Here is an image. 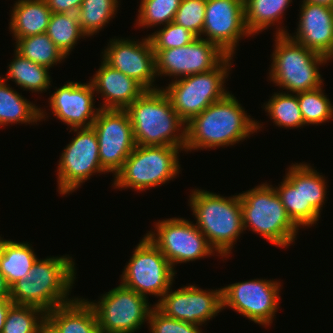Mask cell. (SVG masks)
Masks as SVG:
<instances>
[{
    "label": "cell",
    "mask_w": 333,
    "mask_h": 333,
    "mask_svg": "<svg viewBox=\"0 0 333 333\" xmlns=\"http://www.w3.org/2000/svg\"><path fill=\"white\" fill-rule=\"evenodd\" d=\"M230 92L186 123L187 152L234 145L262 128Z\"/></svg>",
    "instance_id": "obj_1"
},
{
    "label": "cell",
    "mask_w": 333,
    "mask_h": 333,
    "mask_svg": "<svg viewBox=\"0 0 333 333\" xmlns=\"http://www.w3.org/2000/svg\"><path fill=\"white\" fill-rule=\"evenodd\" d=\"M74 265L69 255L37 259L26 278L10 287V300L39 307L45 313L71 302L74 298L68 295L76 278Z\"/></svg>",
    "instance_id": "obj_2"
},
{
    "label": "cell",
    "mask_w": 333,
    "mask_h": 333,
    "mask_svg": "<svg viewBox=\"0 0 333 333\" xmlns=\"http://www.w3.org/2000/svg\"><path fill=\"white\" fill-rule=\"evenodd\" d=\"M125 110L131 120L136 145L174 146L184 150L186 123L173 109L162 88L145 90Z\"/></svg>",
    "instance_id": "obj_3"
},
{
    "label": "cell",
    "mask_w": 333,
    "mask_h": 333,
    "mask_svg": "<svg viewBox=\"0 0 333 333\" xmlns=\"http://www.w3.org/2000/svg\"><path fill=\"white\" fill-rule=\"evenodd\" d=\"M190 207L197 219L196 227L205 235L210 246L228 257L233 245L243 232L240 197H224L205 190L194 189Z\"/></svg>",
    "instance_id": "obj_4"
},
{
    "label": "cell",
    "mask_w": 333,
    "mask_h": 333,
    "mask_svg": "<svg viewBox=\"0 0 333 333\" xmlns=\"http://www.w3.org/2000/svg\"><path fill=\"white\" fill-rule=\"evenodd\" d=\"M275 38L269 72L271 81L293 94L321 87L323 79L318 66L329 59L293 40L284 27L276 30Z\"/></svg>",
    "instance_id": "obj_5"
},
{
    "label": "cell",
    "mask_w": 333,
    "mask_h": 333,
    "mask_svg": "<svg viewBox=\"0 0 333 333\" xmlns=\"http://www.w3.org/2000/svg\"><path fill=\"white\" fill-rule=\"evenodd\" d=\"M244 230L259 233L270 243L288 247L299 228L292 222L272 185L262 183L239 193Z\"/></svg>",
    "instance_id": "obj_6"
},
{
    "label": "cell",
    "mask_w": 333,
    "mask_h": 333,
    "mask_svg": "<svg viewBox=\"0 0 333 333\" xmlns=\"http://www.w3.org/2000/svg\"><path fill=\"white\" fill-rule=\"evenodd\" d=\"M181 147L136 145L114 176L115 188H133L145 191L176 177L180 172L178 159Z\"/></svg>",
    "instance_id": "obj_7"
},
{
    "label": "cell",
    "mask_w": 333,
    "mask_h": 333,
    "mask_svg": "<svg viewBox=\"0 0 333 333\" xmlns=\"http://www.w3.org/2000/svg\"><path fill=\"white\" fill-rule=\"evenodd\" d=\"M232 57L227 55L214 69L172 80L169 86L163 88L173 109L185 123L229 93L224 83L232 65Z\"/></svg>",
    "instance_id": "obj_8"
},
{
    "label": "cell",
    "mask_w": 333,
    "mask_h": 333,
    "mask_svg": "<svg viewBox=\"0 0 333 333\" xmlns=\"http://www.w3.org/2000/svg\"><path fill=\"white\" fill-rule=\"evenodd\" d=\"M176 271L145 235L121 275V284L145 297L162 296L171 288ZM147 295V296H146Z\"/></svg>",
    "instance_id": "obj_9"
},
{
    "label": "cell",
    "mask_w": 333,
    "mask_h": 333,
    "mask_svg": "<svg viewBox=\"0 0 333 333\" xmlns=\"http://www.w3.org/2000/svg\"><path fill=\"white\" fill-rule=\"evenodd\" d=\"M147 298L119 284L97 303L88 301L95 310L99 333H134L141 329L152 310Z\"/></svg>",
    "instance_id": "obj_10"
},
{
    "label": "cell",
    "mask_w": 333,
    "mask_h": 333,
    "mask_svg": "<svg viewBox=\"0 0 333 333\" xmlns=\"http://www.w3.org/2000/svg\"><path fill=\"white\" fill-rule=\"evenodd\" d=\"M155 230L157 233H155ZM147 238L162 252L172 267L175 264L206 258L215 253L205 235L191 221L170 218L155 223Z\"/></svg>",
    "instance_id": "obj_11"
},
{
    "label": "cell",
    "mask_w": 333,
    "mask_h": 333,
    "mask_svg": "<svg viewBox=\"0 0 333 333\" xmlns=\"http://www.w3.org/2000/svg\"><path fill=\"white\" fill-rule=\"evenodd\" d=\"M76 137L64 148L57 170L58 189L62 195L69 194L90 179L93 173H102L99 144L93 127L73 128Z\"/></svg>",
    "instance_id": "obj_12"
},
{
    "label": "cell",
    "mask_w": 333,
    "mask_h": 333,
    "mask_svg": "<svg viewBox=\"0 0 333 333\" xmlns=\"http://www.w3.org/2000/svg\"><path fill=\"white\" fill-rule=\"evenodd\" d=\"M280 286L279 281L266 279L230 284L222 288V309L229 307L267 327L279 308Z\"/></svg>",
    "instance_id": "obj_13"
},
{
    "label": "cell",
    "mask_w": 333,
    "mask_h": 333,
    "mask_svg": "<svg viewBox=\"0 0 333 333\" xmlns=\"http://www.w3.org/2000/svg\"><path fill=\"white\" fill-rule=\"evenodd\" d=\"M92 127L98 139L102 169L115 176L136 146L128 112L100 109Z\"/></svg>",
    "instance_id": "obj_14"
},
{
    "label": "cell",
    "mask_w": 333,
    "mask_h": 333,
    "mask_svg": "<svg viewBox=\"0 0 333 333\" xmlns=\"http://www.w3.org/2000/svg\"><path fill=\"white\" fill-rule=\"evenodd\" d=\"M156 75L177 79L214 69L226 56L216 44L197 37L182 47L153 50Z\"/></svg>",
    "instance_id": "obj_15"
},
{
    "label": "cell",
    "mask_w": 333,
    "mask_h": 333,
    "mask_svg": "<svg viewBox=\"0 0 333 333\" xmlns=\"http://www.w3.org/2000/svg\"><path fill=\"white\" fill-rule=\"evenodd\" d=\"M201 35L228 56H234L241 37L251 35L245 25L244 0H206Z\"/></svg>",
    "instance_id": "obj_16"
},
{
    "label": "cell",
    "mask_w": 333,
    "mask_h": 333,
    "mask_svg": "<svg viewBox=\"0 0 333 333\" xmlns=\"http://www.w3.org/2000/svg\"><path fill=\"white\" fill-rule=\"evenodd\" d=\"M155 306L166 316L201 326L223 310L222 288L203 290L195 285L168 290Z\"/></svg>",
    "instance_id": "obj_17"
},
{
    "label": "cell",
    "mask_w": 333,
    "mask_h": 333,
    "mask_svg": "<svg viewBox=\"0 0 333 333\" xmlns=\"http://www.w3.org/2000/svg\"><path fill=\"white\" fill-rule=\"evenodd\" d=\"M109 43L102 52V60L126 76L134 78L146 90L159 89L153 86L157 77L156 62L148 36L140 42L114 38L110 39Z\"/></svg>",
    "instance_id": "obj_18"
},
{
    "label": "cell",
    "mask_w": 333,
    "mask_h": 333,
    "mask_svg": "<svg viewBox=\"0 0 333 333\" xmlns=\"http://www.w3.org/2000/svg\"><path fill=\"white\" fill-rule=\"evenodd\" d=\"M94 88L89 83L67 82L50 95L52 113L73 128L92 127L100 108H95Z\"/></svg>",
    "instance_id": "obj_19"
},
{
    "label": "cell",
    "mask_w": 333,
    "mask_h": 333,
    "mask_svg": "<svg viewBox=\"0 0 333 333\" xmlns=\"http://www.w3.org/2000/svg\"><path fill=\"white\" fill-rule=\"evenodd\" d=\"M300 20L293 40L311 49L333 58V8L302 1Z\"/></svg>",
    "instance_id": "obj_20"
},
{
    "label": "cell",
    "mask_w": 333,
    "mask_h": 333,
    "mask_svg": "<svg viewBox=\"0 0 333 333\" xmlns=\"http://www.w3.org/2000/svg\"><path fill=\"white\" fill-rule=\"evenodd\" d=\"M90 82L94 91L104 98L100 109L125 110L146 90L134 78L112 68L104 60Z\"/></svg>",
    "instance_id": "obj_21"
},
{
    "label": "cell",
    "mask_w": 333,
    "mask_h": 333,
    "mask_svg": "<svg viewBox=\"0 0 333 333\" xmlns=\"http://www.w3.org/2000/svg\"><path fill=\"white\" fill-rule=\"evenodd\" d=\"M61 333H99L95 310L85 298H74L46 313Z\"/></svg>",
    "instance_id": "obj_22"
},
{
    "label": "cell",
    "mask_w": 333,
    "mask_h": 333,
    "mask_svg": "<svg viewBox=\"0 0 333 333\" xmlns=\"http://www.w3.org/2000/svg\"><path fill=\"white\" fill-rule=\"evenodd\" d=\"M11 12L9 30L15 41L46 33L52 14L45 0H18Z\"/></svg>",
    "instance_id": "obj_23"
},
{
    "label": "cell",
    "mask_w": 333,
    "mask_h": 333,
    "mask_svg": "<svg viewBox=\"0 0 333 333\" xmlns=\"http://www.w3.org/2000/svg\"><path fill=\"white\" fill-rule=\"evenodd\" d=\"M30 243L3 240L0 236V271L11 287L25 279L38 259Z\"/></svg>",
    "instance_id": "obj_24"
},
{
    "label": "cell",
    "mask_w": 333,
    "mask_h": 333,
    "mask_svg": "<svg viewBox=\"0 0 333 333\" xmlns=\"http://www.w3.org/2000/svg\"><path fill=\"white\" fill-rule=\"evenodd\" d=\"M44 117L43 110L23 98L0 77V127L13 123H36Z\"/></svg>",
    "instance_id": "obj_25"
},
{
    "label": "cell",
    "mask_w": 333,
    "mask_h": 333,
    "mask_svg": "<svg viewBox=\"0 0 333 333\" xmlns=\"http://www.w3.org/2000/svg\"><path fill=\"white\" fill-rule=\"evenodd\" d=\"M324 176L309 164L302 163L303 228L310 227L320 218L326 196Z\"/></svg>",
    "instance_id": "obj_26"
},
{
    "label": "cell",
    "mask_w": 333,
    "mask_h": 333,
    "mask_svg": "<svg viewBox=\"0 0 333 333\" xmlns=\"http://www.w3.org/2000/svg\"><path fill=\"white\" fill-rule=\"evenodd\" d=\"M14 53L15 58L8 65L6 79L3 78L6 82L12 80L24 90L28 89L35 93L50 88L49 68L28 60L16 50Z\"/></svg>",
    "instance_id": "obj_27"
},
{
    "label": "cell",
    "mask_w": 333,
    "mask_h": 333,
    "mask_svg": "<svg viewBox=\"0 0 333 333\" xmlns=\"http://www.w3.org/2000/svg\"><path fill=\"white\" fill-rule=\"evenodd\" d=\"M292 0H244L245 25L252 35L279 23Z\"/></svg>",
    "instance_id": "obj_28"
},
{
    "label": "cell",
    "mask_w": 333,
    "mask_h": 333,
    "mask_svg": "<svg viewBox=\"0 0 333 333\" xmlns=\"http://www.w3.org/2000/svg\"><path fill=\"white\" fill-rule=\"evenodd\" d=\"M274 189L292 222L303 226L302 163L289 166L283 182Z\"/></svg>",
    "instance_id": "obj_29"
},
{
    "label": "cell",
    "mask_w": 333,
    "mask_h": 333,
    "mask_svg": "<svg viewBox=\"0 0 333 333\" xmlns=\"http://www.w3.org/2000/svg\"><path fill=\"white\" fill-rule=\"evenodd\" d=\"M15 46L23 57L49 69L66 58L46 33L19 38Z\"/></svg>",
    "instance_id": "obj_30"
},
{
    "label": "cell",
    "mask_w": 333,
    "mask_h": 333,
    "mask_svg": "<svg viewBox=\"0 0 333 333\" xmlns=\"http://www.w3.org/2000/svg\"><path fill=\"white\" fill-rule=\"evenodd\" d=\"M46 34L65 56H69L78 39L86 36L76 13H52Z\"/></svg>",
    "instance_id": "obj_31"
},
{
    "label": "cell",
    "mask_w": 333,
    "mask_h": 333,
    "mask_svg": "<svg viewBox=\"0 0 333 333\" xmlns=\"http://www.w3.org/2000/svg\"><path fill=\"white\" fill-rule=\"evenodd\" d=\"M118 3V0H83L76 13L83 33L89 37L104 28L115 17Z\"/></svg>",
    "instance_id": "obj_32"
},
{
    "label": "cell",
    "mask_w": 333,
    "mask_h": 333,
    "mask_svg": "<svg viewBox=\"0 0 333 333\" xmlns=\"http://www.w3.org/2000/svg\"><path fill=\"white\" fill-rule=\"evenodd\" d=\"M264 105L265 111L277 126L290 129L305 126L296 94L275 92Z\"/></svg>",
    "instance_id": "obj_33"
},
{
    "label": "cell",
    "mask_w": 333,
    "mask_h": 333,
    "mask_svg": "<svg viewBox=\"0 0 333 333\" xmlns=\"http://www.w3.org/2000/svg\"><path fill=\"white\" fill-rule=\"evenodd\" d=\"M324 94L322 86L312 91L296 94L305 125H318L333 119V104Z\"/></svg>",
    "instance_id": "obj_34"
},
{
    "label": "cell",
    "mask_w": 333,
    "mask_h": 333,
    "mask_svg": "<svg viewBox=\"0 0 333 333\" xmlns=\"http://www.w3.org/2000/svg\"><path fill=\"white\" fill-rule=\"evenodd\" d=\"M46 313L39 307L13 304L7 313L2 333H38Z\"/></svg>",
    "instance_id": "obj_35"
},
{
    "label": "cell",
    "mask_w": 333,
    "mask_h": 333,
    "mask_svg": "<svg viewBox=\"0 0 333 333\" xmlns=\"http://www.w3.org/2000/svg\"><path fill=\"white\" fill-rule=\"evenodd\" d=\"M181 0H141L138 19L140 27L167 25L174 21Z\"/></svg>",
    "instance_id": "obj_36"
},
{
    "label": "cell",
    "mask_w": 333,
    "mask_h": 333,
    "mask_svg": "<svg viewBox=\"0 0 333 333\" xmlns=\"http://www.w3.org/2000/svg\"><path fill=\"white\" fill-rule=\"evenodd\" d=\"M153 50L182 47L191 43L197 36L175 22L164 25L163 29L148 35Z\"/></svg>",
    "instance_id": "obj_37"
},
{
    "label": "cell",
    "mask_w": 333,
    "mask_h": 333,
    "mask_svg": "<svg viewBox=\"0 0 333 333\" xmlns=\"http://www.w3.org/2000/svg\"><path fill=\"white\" fill-rule=\"evenodd\" d=\"M205 9L206 0H181L173 22L190 30L197 37H201Z\"/></svg>",
    "instance_id": "obj_38"
},
{
    "label": "cell",
    "mask_w": 333,
    "mask_h": 333,
    "mask_svg": "<svg viewBox=\"0 0 333 333\" xmlns=\"http://www.w3.org/2000/svg\"><path fill=\"white\" fill-rule=\"evenodd\" d=\"M150 333H201L199 325L166 316L155 305L149 315Z\"/></svg>",
    "instance_id": "obj_39"
},
{
    "label": "cell",
    "mask_w": 333,
    "mask_h": 333,
    "mask_svg": "<svg viewBox=\"0 0 333 333\" xmlns=\"http://www.w3.org/2000/svg\"><path fill=\"white\" fill-rule=\"evenodd\" d=\"M52 13H77L83 0H45Z\"/></svg>",
    "instance_id": "obj_40"
},
{
    "label": "cell",
    "mask_w": 333,
    "mask_h": 333,
    "mask_svg": "<svg viewBox=\"0 0 333 333\" xmlns=\"http://www.w3.org/2000/svg\"><path fill=\"white\" fill-rule=\"evenodd\" d=\"M13 304L10 299H0V333H2L3 326L5 325L8 310Z\"/></svg>",
    "instance_id": "obj_41"
},
{
    "label": "cell",
    "mask_w": 333,
    "mask_h": 333,
    "mask_svg": "<svg viewBox=\"0 0 333 333\" xmlns=\"http://www.w3.org/2000/svg\"><path fill=\"white\" fill-rule=\"evenodd\" d=\"M38 333H61V331L45 317L39 326Z\"/></svg>",
    "instance_id": "obj_42"
},
{
    "label": "cell",
    "mask_w": 333,
    "mask_h": 333,
    "mask_svg": "<svg viewBox=\"0 0 333 333\" xmlns=\"http://www.w3.org/2000/svg\"><path fill=\"white\" fill-rule=\"evenodd\" d=\"M0 299H10V286L0 271Z\"/></svg>",
    "instance_id": "obj_43"
},
{
    "label": "cell",
    "mask_w": 333,
    "mask_h": 333,
    "mask_svg": "<svg viewBox=\"0 0 333 333\" xmlns=\"http://www.w3.org/2000/svg\"><path fill=\"white\" fill-rule=\"evenodd\" d=\"M315 5H323L330 8H333V0H303Z\"/></svg>",
    "instance_id": "obj_44"
}]
</instances>
